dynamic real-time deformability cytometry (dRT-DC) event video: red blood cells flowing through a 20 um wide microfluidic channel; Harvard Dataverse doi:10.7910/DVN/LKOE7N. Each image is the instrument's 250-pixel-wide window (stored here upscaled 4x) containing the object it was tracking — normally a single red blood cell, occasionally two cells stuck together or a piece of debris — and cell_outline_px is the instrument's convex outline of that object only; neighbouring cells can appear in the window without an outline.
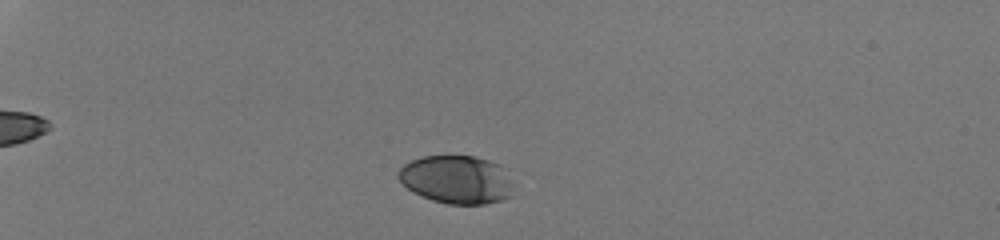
{"species": "human", "species_latin": "Homo sapiens", "temperature_condition": "room temperature", "stored_images_in_passage": 38, "camera_frame_rate_fps": 3000, "um_per_image_px": 0.085, "donor": {"sex": "male"}, "frame": {"image": 1, "passage_image": 7, "time_ms": 2.0, "image_size_px": [1000, 240], "cell_outline_px": [[512, 196], [500, 200], [484, 204], [448, 204], [432, 200], [420, 196], [412, 192], [396, 176], [396, 172], [404, 164], [412, 160], [424, 156], [476, 156], [500, 164], [512, 184]], "centroid_in_image_um": [38.78, 15.26], "position_along_channel_um": 46.2, "area_um2": 32.37}}
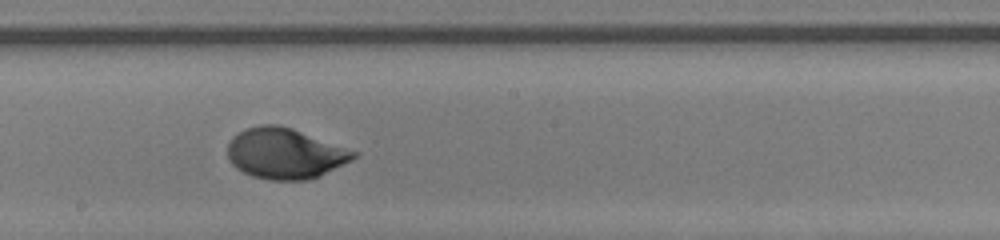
{"frame": {"image": 2, "passage_image": 25, "time_ms": 8.0, "image_size_px": [1000, 240], "cell_outline_px": [[360, 152], [352, 160], [320, 176], [308, 180], [268, 180], [252, 176], [236, 168], [228, 160], [228, 144], [232, 136], [248, 128], [260, 124], [276, 124], [292, 128]], "centroid_in_image_um": [24.24, 13.05], "position_along_channel_um": 224.0, "area_um2": 37.34}}
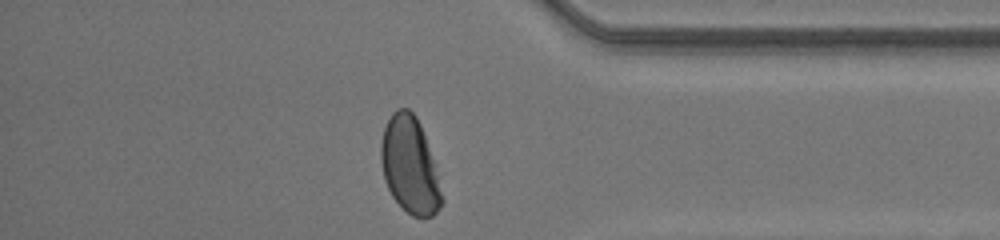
{"frame": {"image": 3, "passage_image": 38, "time_ms": 12.333, "image_size_px": [1000, 240], "cell_outline_px": [[444, 200], [440, 208], [432, 216], [412, 216], [392, 196], [384, 180], [380, 160], [380, 144], [384, 128], [392, 112], [396, 108], [408, 108], [416, 116], [420, 124], [432, 160]], "centroid_in_image_um": [34.8, 14.04], "position_along_channel_um": 400.4, "area_um2": 33.64}, "authors_computed_cell_mechanics": {"area_um2": 35.4603, "velocity_mm_per_s": 4.2335, "shape_relaxation_time_tau1_ms": 2.7272, "shape_relaxation_time_tau2_ms": null, "deformation_change_tau1": 0.1722, "deformation_change_tau2": null}}